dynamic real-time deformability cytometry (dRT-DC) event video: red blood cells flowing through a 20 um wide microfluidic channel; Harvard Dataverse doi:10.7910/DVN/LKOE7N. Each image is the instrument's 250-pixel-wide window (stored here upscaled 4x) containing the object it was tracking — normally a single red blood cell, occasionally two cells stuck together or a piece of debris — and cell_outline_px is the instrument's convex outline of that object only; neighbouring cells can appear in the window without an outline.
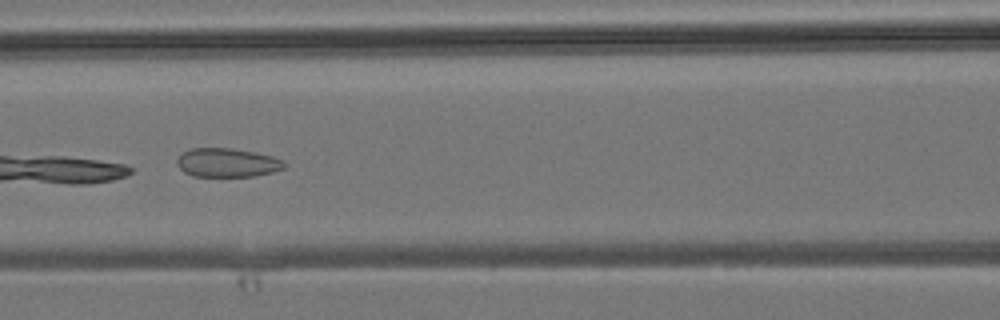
{"species": "common noctule bat (a hibernating species)", "species_latin": "Nyctalus noctula", "temperature_condition": "room temperature", "stored_images_in_passage": 5, "camera_frame_rate_fps": 3000, "um_per_image_px": 0.085, "animal": {"sex": "male", "body_mass_g": 19.2, "forearm_length_mm": 51.8}, "frame": {"image": 1, "passage_image": 5, "time_ms": 4.667, "image_size_px": [1000, 320], "cell_outline_px": [[288, 164], [284, 168], [272, 172], [252, 176], [192, 176], [184, 172], [176, 164], [176, 160], [180, 152], [192, 148], [232, 148], [256, 152], [272, 156], [284, 160]], "centroid_in_image_um": [19.3, 13.81], "position_along_channel_um": 147.3, "area_um2": 18.26}}